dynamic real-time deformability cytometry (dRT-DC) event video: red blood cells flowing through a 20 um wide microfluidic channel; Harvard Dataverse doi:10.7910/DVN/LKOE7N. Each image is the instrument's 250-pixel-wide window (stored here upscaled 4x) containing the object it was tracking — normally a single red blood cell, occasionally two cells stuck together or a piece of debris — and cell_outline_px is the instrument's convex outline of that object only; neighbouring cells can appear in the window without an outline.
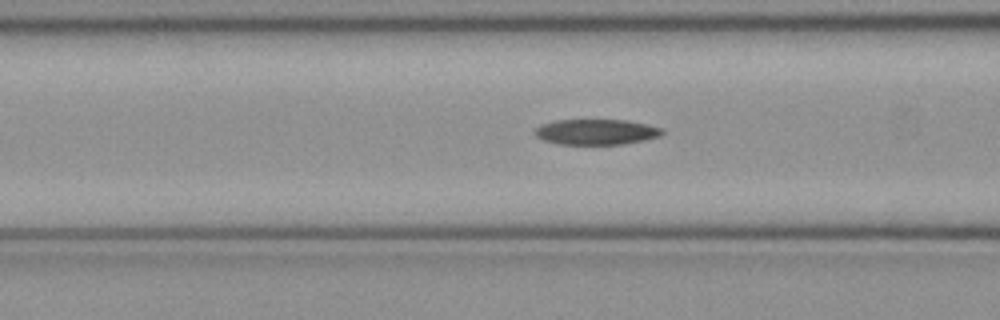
{"species": "common noctule bat (a hibernating species)", "species_latin": "Nyctalus noctula", "temperature_condition": "cold", "stored_images_in_passage": 44, "camera_frame_rate_fps": 3000, "um_per_image_px": 0.085, "animal": {"sex": "female", "body_mass_g": 21.9}, "frame": {"image": 1, "passage_image": 19, "time_ms": 6.0, "image_size_px": [1000, 320], "cell_outline_px": [[664, 132], [660, 136], [644, 140], [624, 144], [556, 144], [544, 140], [536, 136], [532, 132], [540, 124], [556, 120], [628, 120], [648, 124], [664, 128]], "centroid_in_image_um": [50.68, 11.21], "position_along_channel_um": 115.9, "area_um2": 19.13}}
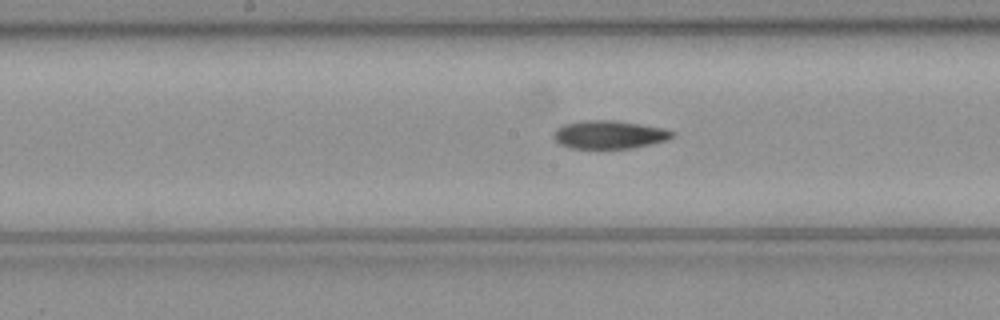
{"frame": {"image": 2, "passage_image": 25, "time_ms": 8.0, "image_size_px": [1000, 320], "cell_outline_px": [[676, 132], [668, 140], [632, 148], [572, 148], [560, 144], [552, 136], [556, 128], [564, 124], [584, 120], [616, 120], [664, 128]], "centroid_in_image_um": [51.79, 11.43], "position_along_channel_um": 196.4, "area_um2": 19.48}}
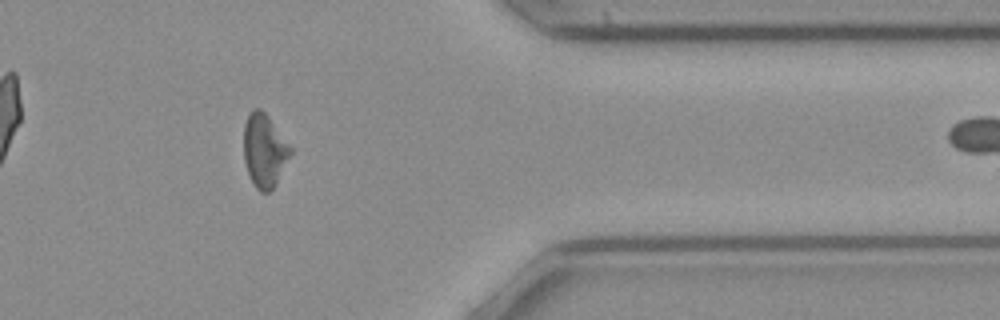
{"frame": {"image": 3, "passage_image": 41, "time_ms": 13.333, "image_size_px": [1000, 320], "cell_outline_px": [[292, 152], [272, 188], [268, 192], [260, 192], [256, 188], [248, 172], [244, 160], [244, 124], [252, 108], [260, 108], [268, 116], [292, 148]], "centroid_in_image_um": [22.45, 12.76], "position_along_channel_um": 388.9, "area_um2": 19.54}, "authors_computed_cell_mechanics": {"area_um2": 19.9121, "velocity_mm_per_s": 3.9946, "shape_relaxation_time_tau1_ms": null, "shape_relaxation_time_tau2_ms": 4.0511, "deformation_change_tau1": null, "deformation_change_tau2": 0.1196}}